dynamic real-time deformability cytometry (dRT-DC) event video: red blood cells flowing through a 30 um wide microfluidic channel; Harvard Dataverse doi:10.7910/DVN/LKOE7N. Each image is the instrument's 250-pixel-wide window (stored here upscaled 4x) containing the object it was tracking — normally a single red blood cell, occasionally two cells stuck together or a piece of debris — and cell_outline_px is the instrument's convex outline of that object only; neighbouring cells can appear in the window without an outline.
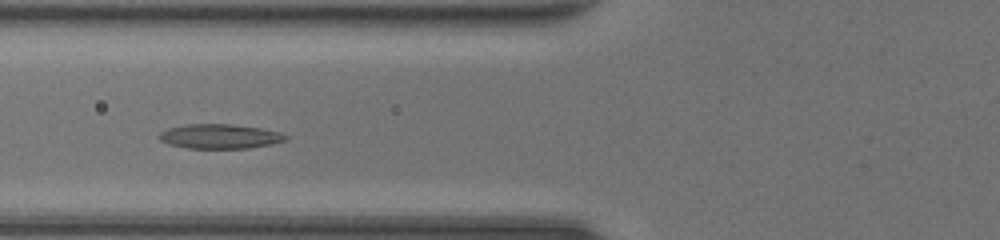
{"species": "common noctule bat (a hibernating species)", "species_latin": "Nyctalus noctula", "temperature_condition": "room temperature", "stored_images_in_passage": 40, "camera_frame_rate_fps": 3000, "um_per_image_px": 0.085, "animal": {"sex": "female", "body_mass_g": 20.0, "forearm_length_mm": 54.0}, "frame": {"image": 1, "passage_image": 12, "time_ms": 3.667, "image_size_px": [1000, 240], "cell_outline_px": [[288, 140], [272, 144], [248, 148], [188, 148], [168, 144], [160, 140], [160, 132], [168, 128], [184, 124], [232, 124], [260, 128], [280, 132], [288, 136]], "centroid_in_image_um": [18.7, 11.59], "position_along_channel_um": 107.1, "area_um2": 18.09}}
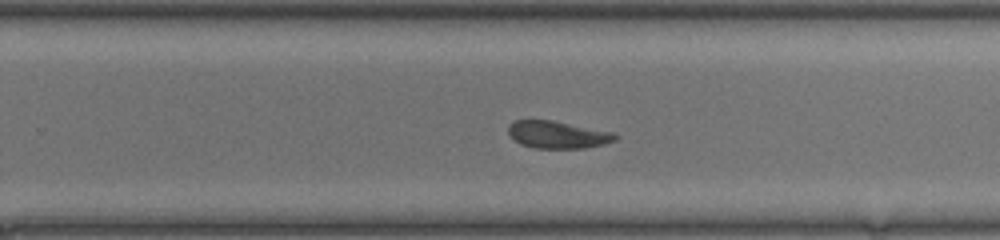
{"frame": {"image": 2, "passage_image": 24, "time_ms": 7.667, "image_size_px": [1000, 240], "cell_outline_px": [[620, 136], [616, 140], [604, 144], [584, 148], [532, 148], [520, 144], [508, 132], [508, 124], [512, 120], [552, 120], [616, 132]], "centroid_in_image_um": [47.44, 11.44], "position_along_channel_um": 282.4, "area_um2": 17.28}}
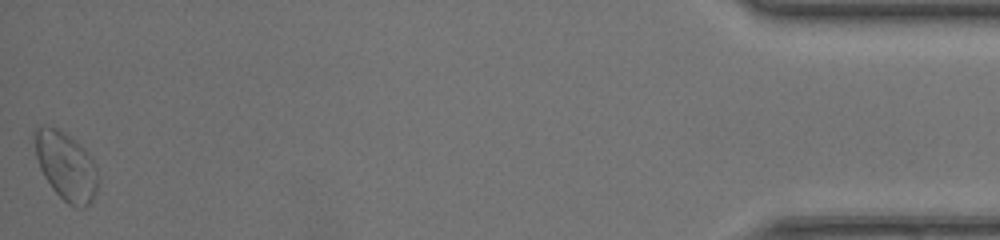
{"frame": {"image": 3, "passage_image": 40, "time_ms": 13.0, "image_size_px": [1000, 240], "cell_outline_px": [[96, 192], [92, 200], [84, 208], [76, 208], [68, 204], [52, 188], [44, 176], [40, 168], [36, 156], [32, 136], [32, 132], [36, 128], [56, 128], [72, 136], [92, 156], [96, 164]], "centroid_in_image_um": [5.6, 14.1], "position_along_channel_um": 429.6, "area_um2": 25.2}, "authors_computed_cell_mechanics": {"area_um2": 17.8313, "velocity_mm_per_s": 4.3831, "shape_relaxation_time_tau1_ms": 6.3064, "shape_relaxation_time_tau2_ms": 7.2373, "deformation_change_tau1": 0.162, "deformation_change_tau2": 0.1568}}